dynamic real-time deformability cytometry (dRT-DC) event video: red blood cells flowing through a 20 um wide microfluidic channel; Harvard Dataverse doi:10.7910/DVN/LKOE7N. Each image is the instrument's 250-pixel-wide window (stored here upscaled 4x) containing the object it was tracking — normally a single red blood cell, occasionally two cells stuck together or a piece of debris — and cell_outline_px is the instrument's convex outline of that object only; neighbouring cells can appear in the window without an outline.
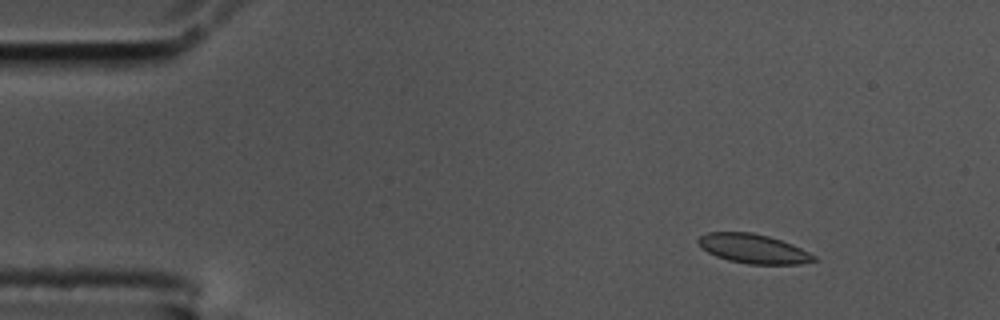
{"species": "common noctule bat (a hibernating species)", "species_latin": "Nyctalus noctula", "temperature_condition": "cold", "stored_images_in_passage": 52, "camera_frame_rate_fps": 3000, "um_per_image_px": 0.085, "animal": {"sex": "male", "body_mass_g": 17.5, "forearm_length_mm": 52.3}, "frame": {"image": 1, "passage_image": 1, "time_ms": 0.0, "image_size_px": [1000, 320], "cell_outline_px": [[820, 260], [800, 264], [748, 264], [728, 260], [716, 256], [708, 252], [696, 240], [700, 236], [708, 232], [752, 232], [768, 236], [792, 244], [816, 256]], "centroid_in_image_um": [64.06, 21.14], "position_along_channel_um": 20.9, "area_um2": 19.65}}
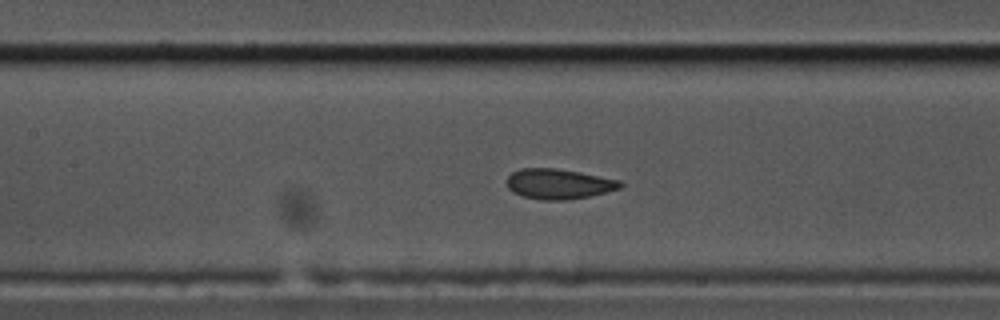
{"frame": {"image": 2, "passage_image": 20, "time_ms": 6.333, "image_size_px": [1000, 320], "cell_outline_px": [[624, 184], [620, 188], [588, 196], [564, 200], [544, 200], [520, 196], [512, 192], [508, 188], [508, 176], [512, 172], [520, 168], [556, 168], [580, 172], [620, 180]], "centroid_in_image_um": [47.46, 15.63], "position_along_channel_um": 159.9, "area_um2": 19.88}}
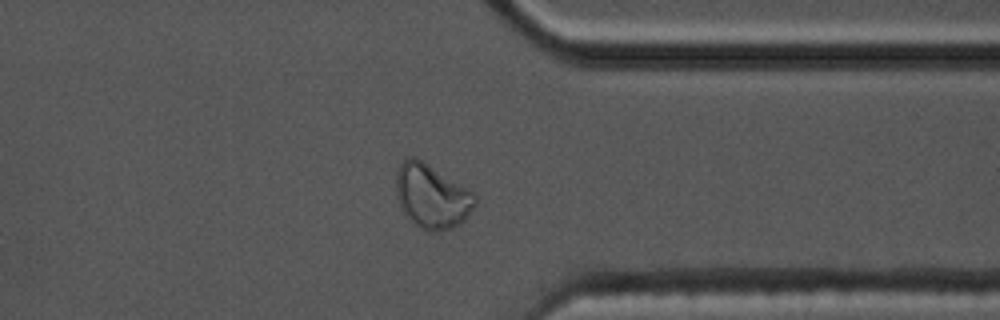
{"frame": {"image": 3, "passage_image": 39, "time_ms": 12.667, "image_size_px": [1000, 320], "cell_outline_px": [[476, 204], [464, 220], [460, 224], [452, 228], [436, 232], [428, 232], [412, 224], [400, 208], [396, 196], [396, 172], [400, 164], [404, 160], [412, 156], [416, 156], [468, 188], [476, 196]], "centroid_in_image_um": [36.68, 16.7], "position_along_channel_um": 374.7, "area_um2": 29.88}, "authors_computed_cell_mechanics": {"area_um2": 20.3167, "velocity_mm_per_s": 3.4568, "shape_relaxation_time_tau1_ms": 3.9139, "shape_relaxation_time_tau2_ms": 1.1194, "deformation_change_tau1": 0.0998, "deformation_change_tau2": 0.0421}}